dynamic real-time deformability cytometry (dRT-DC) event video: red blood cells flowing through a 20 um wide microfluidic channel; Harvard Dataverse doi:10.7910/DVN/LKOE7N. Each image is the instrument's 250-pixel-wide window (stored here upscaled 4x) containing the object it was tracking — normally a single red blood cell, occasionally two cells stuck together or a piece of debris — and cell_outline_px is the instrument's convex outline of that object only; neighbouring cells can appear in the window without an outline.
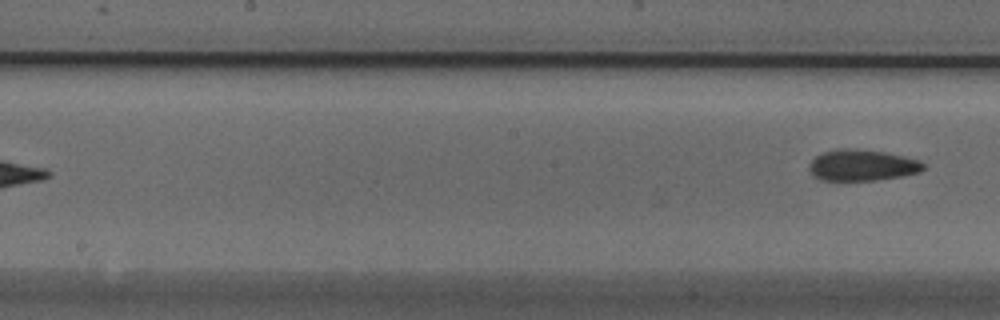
{"species": "Egyptian fruit bat (a non-hibernating species)", "species_latin": "Rousettus aegyptiacus", "temperature_condition": "cold", "stored_images_in_passage": 7, "segment_of_instrument_passage": [2, 2], "camera_frame_rate_fps": 3000, "um_per_image_px": 0.085, "animal": {"sex": "male"}, "frame": {"image": 1, "passage_image": 7, "time_ms": 2.0, "image_size_px": [1000, 320], "cell_outline_px": [[924, 168], [920, 172], [904, 176], [876, 180], [820, 180], [812, 176], [808, 168], [812, 160], [816, 156], [824, 152], [840, 148], [856, 148], [884, 152], [904, 156], [920, 160], [924, 164]], "centroid_in_image_um": [73.28, 14.04], "position_along_channel_um": 174.9, "area_um2": 20.92}}